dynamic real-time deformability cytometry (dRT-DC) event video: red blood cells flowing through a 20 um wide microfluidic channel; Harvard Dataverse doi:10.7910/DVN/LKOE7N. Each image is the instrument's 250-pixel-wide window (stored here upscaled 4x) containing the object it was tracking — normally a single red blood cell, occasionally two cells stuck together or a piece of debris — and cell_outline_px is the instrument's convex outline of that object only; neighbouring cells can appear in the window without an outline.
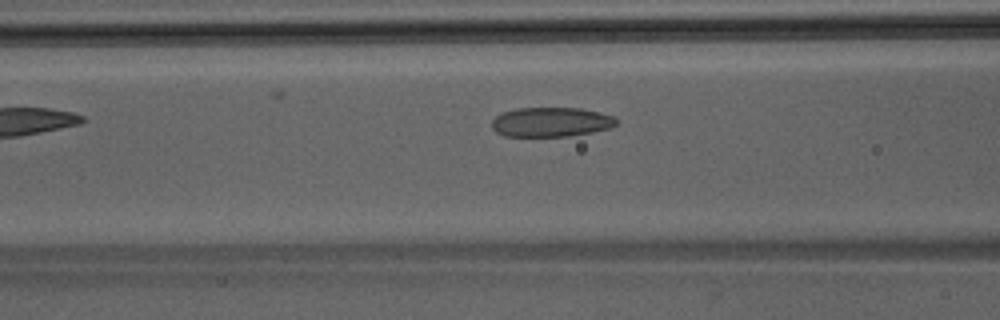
{"species": "Egyptian fruit bat (a non-hibernating species)", "species_latin": "Rousettus aegyptiacus", "temperature_condition": "room temperature", "stored_images_in_passage": 32, "camera_frame_rate_fps": 3000, "um_per_image_px": 0.085, "animal": {"sex": "male"}, "frame": {"image": 1, "passage_image": 4, "time_ms": 1.0, "image_size_px": [1000, 320], "cell_outline_px": [[620, 120], [616, 124], [608, 128], [592, 132], [568, 136], [504, 136], [496, 132], [492, 128], [492, 120], [500, 112], [516, 108], [580, 108], [600, 112], [612, 116]], "centroid_in_image_um": [46.81, 10.36], "position_along_channel_um": 119.8, "area_um2": 21.5}}
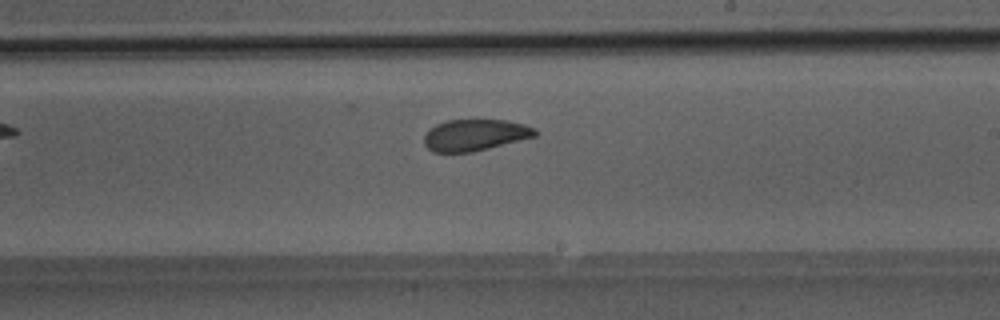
{"frame": {"image": 2, "passage_image": 13, "time_ms": 4.0, "image_size_px": [1000, 320], "cell_outline_px": [[536, 136], [472, 152], [432, 152], [424, 144], [424, 136], [436, 124], [448, 120], [508, 120], [524, 124], [536, 128]], "centroid_in_image_um": [40.38, 11.47], "position_along_channel_um": 248.6, "area_um2": 20.17}}
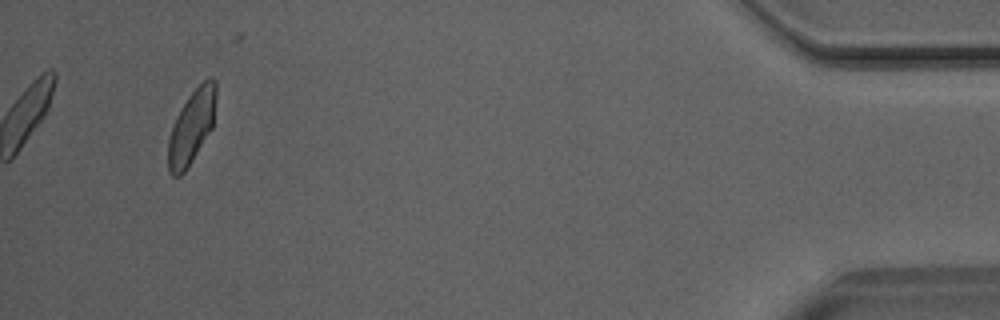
{"frame": {"image": 3, "passage_image": 30, "time_ms": 9.667, "image_size_px": [1000, 320], "cell_outline_px": [[216, 100], [212, 128], [192, 160], [184, 172], [180, 176], [172, 176], [168, 172], [168, 140], [176, 116], [180, 108], [188, 96], [208, 76], [212, 76], [216, 80]], "centroid_in_image_um": [16.29, 10.75], "position_along_channel_um": 418.9, "area_um2": 20.52}}